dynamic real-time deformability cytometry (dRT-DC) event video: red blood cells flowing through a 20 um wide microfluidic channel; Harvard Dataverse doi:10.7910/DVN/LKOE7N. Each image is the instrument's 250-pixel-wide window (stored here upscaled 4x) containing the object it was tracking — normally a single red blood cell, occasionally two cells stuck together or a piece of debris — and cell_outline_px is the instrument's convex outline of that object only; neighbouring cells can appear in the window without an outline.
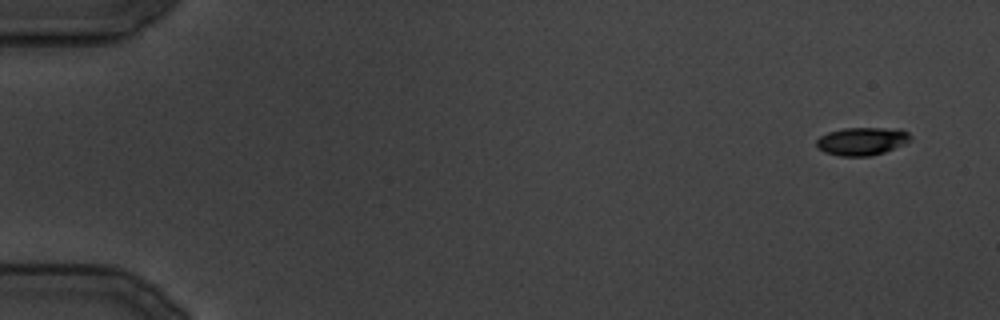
{"species": "common noctule bat (a hibernating species)", "species_latin": "Nyctalus noctula", "temperature_condition": "cold", "stored_images_in_passage": 13, "camera_frame_rate_fps": 3000, "um_per_image_px": 0.085, "animal": {"sex": "male", "body_mass_g": 19.5, "forearm_length_mm": 54.6}, "frame": {"image": 1, "passage_image": 1, "time_ms": 0.0, "image_size_px": [1000, 320], "cell_outline_px": [[912, 140], [904, 144], [884, 152], [868, 156], [840, 156], [824, 152], [816, 148], [816, 140], [820, 136], [828, 132], [844, 128], [900, 128], [908, 132], [912, 136]], "centroid_in_image_um": [73.27, 11.99], "position_along_channel_um": 11.7, "area_um2": 15.49}}
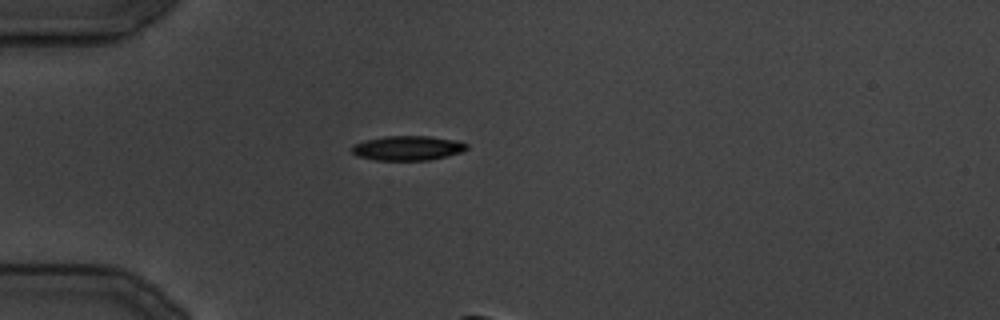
{"frame": {"image": 2, "passage_image": 10, "time_ms": 1676.667, "image_size_px": [1000, 320], "cell_outline_px": [[468, 148], [460, 152], [428, 160], [376, 160], [356, 156], [352, 152], [352, 148], [356, 144], [364, 140], [384, 136], [428, 136], [456, 140], [468, 144]], "centroid_in_image_um": [34.63, 12.58], "position_along_channel_um": 50.4, "area_um2": 16.3}}